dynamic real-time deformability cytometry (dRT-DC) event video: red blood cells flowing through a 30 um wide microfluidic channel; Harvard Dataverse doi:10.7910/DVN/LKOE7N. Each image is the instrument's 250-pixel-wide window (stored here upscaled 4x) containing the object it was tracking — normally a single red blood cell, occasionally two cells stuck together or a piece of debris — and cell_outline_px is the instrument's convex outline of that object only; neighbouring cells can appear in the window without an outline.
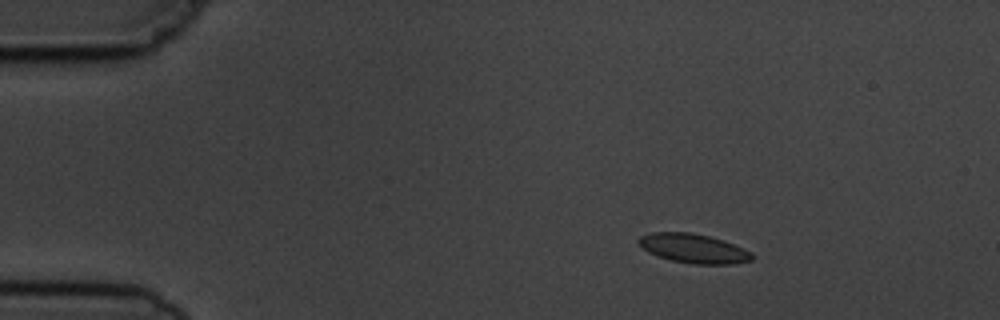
{"species": "common noctule bat (a hibernating species)", "species_latin": "Nyctalus noctula", "temperature_condition": "cold", "stored_images_in_passage": 3, "camera_frame_rate_fps": 3000, "um_per_image_px": 0.085, "animal": {"sex": "male", "body_mass_g": 19.5, "forearm_length_mm": 54.6}, "frame": {"image": 1, "passage_image": 1, "time_ms": 0.0, "image_size_px": [1000, 320], "cell_outline_px": [[752, 260], [736, 264], [692, 264], [672, 260], [648, 252], [636, 240], [640, 236], [648, 232], [692, 232], [724, 240], [752, 252]], "centroid_in_image_um": [58.95, 21.11], "position_along_channel_um": 26.0, "area_um2": 19.31}}